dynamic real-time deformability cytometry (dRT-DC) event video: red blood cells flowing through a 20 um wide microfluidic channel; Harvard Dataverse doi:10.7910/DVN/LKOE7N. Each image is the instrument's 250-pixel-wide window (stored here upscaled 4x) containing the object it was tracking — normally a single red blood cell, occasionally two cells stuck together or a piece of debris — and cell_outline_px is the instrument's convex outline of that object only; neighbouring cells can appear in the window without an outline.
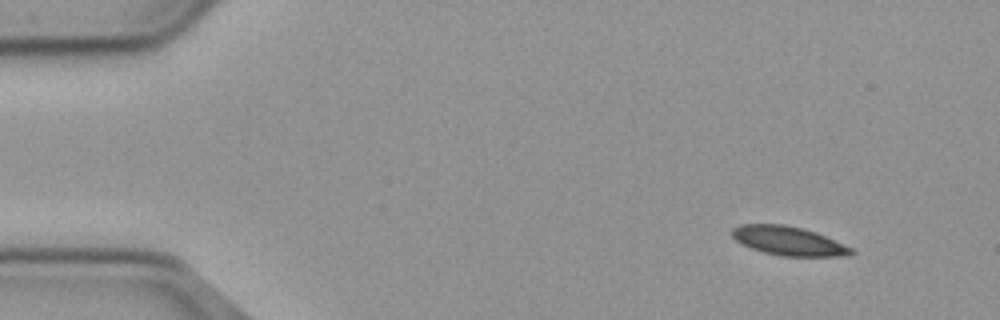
{"species": "common noctule bat (a hibernating species)", "species_latin": "Nyctalus noctula", "temperature_condition": "cold", "stored_images_in_passage": 52, "camera_frame_rate_fps": 3000, "um_per_image_px": 0.085, "animal": {"sex": "male", "body_mass_g": 23.1, "forearm_length_mm": 52.7}, "frame": {"image": 1, "passage_image": 1, "time_ms": 0.0, "image_size_px": [1000, 320], "cell_outline_px": [[856, 252], [836, 256], [780, 256], [764, 252], [752, 248], [736, 240], [732, 236], [732, 228], [740, 224], [784, 224], [816, 232], [852, 248]], "centroid_in_image_um": [66.99, 20.47], "position_along_channel_um": 18.0, "area_um2": 19.77}}
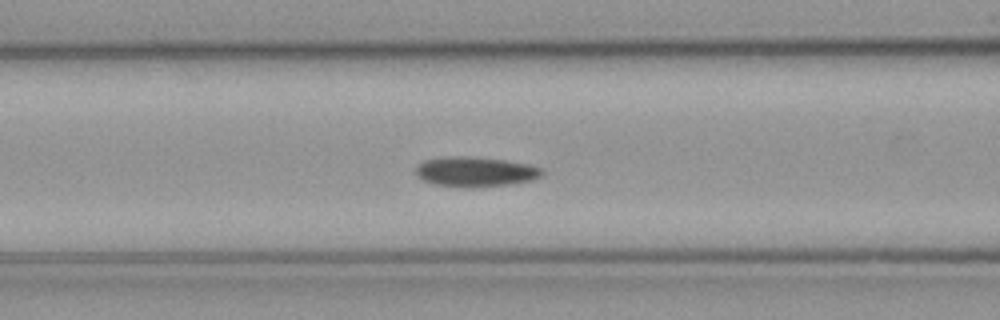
{"frame": {"image": 2, "passage_image": 18, "time_ms": 5.667, "image_size_px": [1000, 320], "cell_outline_px": [[544, 176], [532, 180], [508, 184], [464, 188], [436, 184], [424, 180], [416, 176], [416, 168], [424, 160], [452, 156], [468, 156], [504, 160], [528, 164], [544, 168]], "centroid_in_image_um": [40.45, 14.6], "position_along_channel_um": 126.1, "area_um2": 21.96}}
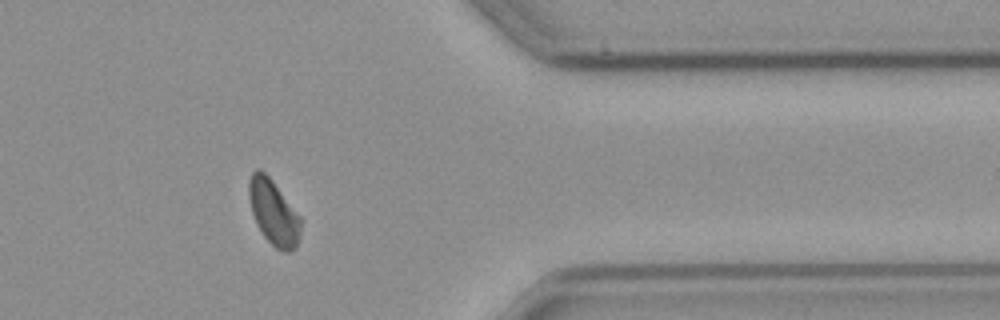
{"frame": {"image": 3, "passage_image": 41, "time_ms": 13.333, "image_size_px": [1000, 320], "cell_outline_px": [[300, 232], [296, 248], [288, 252], [284, 252], [276, 248], [264, 236], [256, 224], [252, 212], [248, 192], [248, 184], [252, 172], [256, 168], [260, 168], [268, 176], [300, 216]], "centroid_in_image_um": [23.23, 18.06], "position_along_channel_um": 388.2, "area_um2": 19.36}}